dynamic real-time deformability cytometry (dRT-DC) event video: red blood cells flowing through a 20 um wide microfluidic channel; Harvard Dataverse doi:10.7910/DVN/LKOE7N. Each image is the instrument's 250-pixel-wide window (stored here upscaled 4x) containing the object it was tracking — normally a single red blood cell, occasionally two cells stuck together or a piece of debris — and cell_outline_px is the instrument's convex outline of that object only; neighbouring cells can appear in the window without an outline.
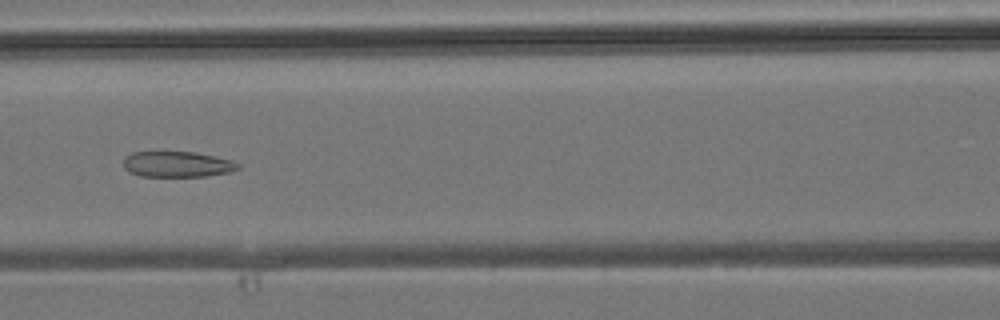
{"species": "common noctule bat (a hibernating species)", "species_latin": "Nyctalus noctula", "temperature_condition": "room temperature", "stored_images_in_passage": 45, "camera_frame_rate_fps": 3000, "um_per_image_px": 0.085, "animal": {"sex": "male", "body_mass_g": 19.2, "forearm_length_mm": 51.8}, "frame": {"image": 1, "passage_image": 20, "time_ms": 6.333, "image_size_px": [1000, 320], "cell_outline_px": [[240, 168], [232, 172], [204, 176], [140, 176], [128, 172], [124, 168], [124, 156], [132, 152], [196, 152], [232, 160], [240, 164]], "centroid_in_image_um": [15.07, 13.96], "position_along_channel_um": 151.5, "area_um2": 17.28}}
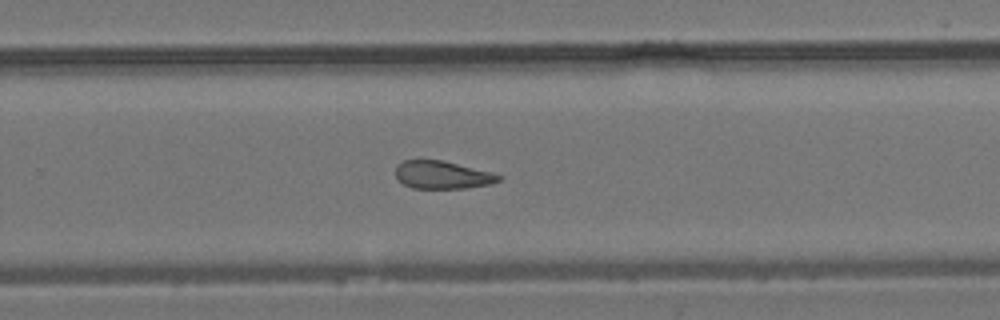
{"frame": {"image": 2, "passage_image": 29, "time_ms": 9.333, "image_size_px": [1000, 320], "cell_outline_px": [[504, 176], [500, 180], [492, 184], [464, 188], [412, 188], [404, 184], [396, 176], [396, 164], [404, 160], [444, 160], [492, 172]], "centroid_in_image_um": [37.63, 14.86], "position_along_channel_um": 292.2, "area_um2": 16.82}}
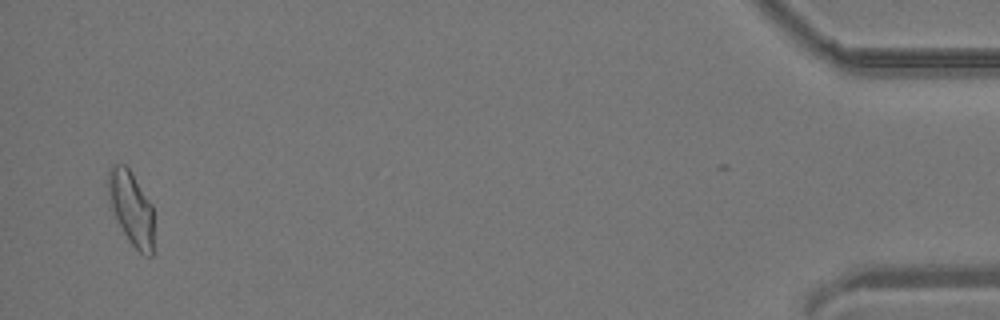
{"frame": {"image": 3, "passage_image": 43, "time_ms": 14.0, "image_size_px": [1000, 320], "cell_outline_px": [[152, 256], [144, 256], [128, 240], [116, 220], [112, 208], [108, 192], [108, 172], [112, 164], [124, 164], [128, 168], [152, 204]], "centroid_in_image_um": [11.14, 17.68], "position_along_channel_um": 424.1, "area_um2": 19.25}}